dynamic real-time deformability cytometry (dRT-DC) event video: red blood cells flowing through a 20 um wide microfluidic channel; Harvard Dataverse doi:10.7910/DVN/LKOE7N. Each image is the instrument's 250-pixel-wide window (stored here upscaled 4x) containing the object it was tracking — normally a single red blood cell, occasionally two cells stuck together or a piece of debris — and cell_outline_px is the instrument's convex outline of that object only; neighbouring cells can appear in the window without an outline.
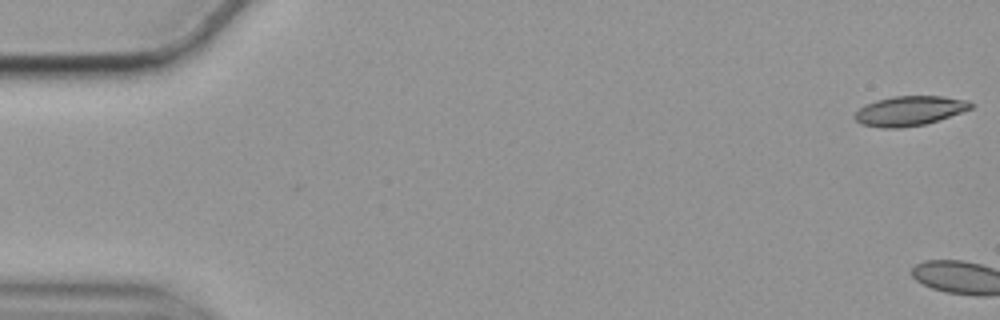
{"species": "common noctule bat (a hibernating species)", "species_latin": "Nyctalus noctula", "temperature_condition": "cold", "stored_images_in_passage": 3, "camera_frame_rate_fps": 3000, "um_per_image_px": 0.085, "animal": {"sex": "female", "body_mass_g": 19.9}, "frame": {"image": 1, "passage_image": 1, "time_ms": 0.0, "image_size_px": [1000, 320], "cell_outline_px": [[972, 108], [924, 124], [900, 128], [880, 128], [860, 124], [856, 120], [856, 112], [860, 108], [876, 100], [892, 96], [944, 96], [968, 100], [972, 104]], "centroid_in_image_um": [77.29, 9.42], "position_along_channel_um": 7.7, "area_um2": 19.77}}